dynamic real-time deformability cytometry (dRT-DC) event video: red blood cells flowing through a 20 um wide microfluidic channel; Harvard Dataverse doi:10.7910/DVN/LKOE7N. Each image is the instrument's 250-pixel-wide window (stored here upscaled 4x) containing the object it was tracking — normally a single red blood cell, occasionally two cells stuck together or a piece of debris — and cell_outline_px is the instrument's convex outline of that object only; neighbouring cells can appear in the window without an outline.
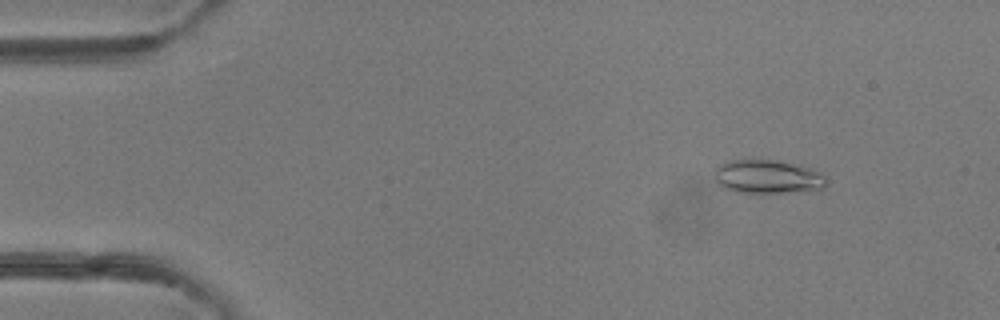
{"species": "common noctule bat (a hibernating species)", "species_latin": "Nyctalus noctula", "temperature_condition": "room temperature", "stored_images_in_passage": 49, "camera_frame_rate_fps": 3000, "um_per_image_px": 0.085, "animal": {"sex": "female"}, "frame": {"image": 1, "passage_image": 6, "time_ms": 1.667, "image_size_px": [1000, 320], "cell_outline_px": [[828, 184], [824, 188], [784, 192], [736, 192], [724, 188], [716, 180], [716, 168], [720, 164], [732, 160], [772, 160], [800, 164], [820, 172], [828, 180]], "centroid_in_image_um": [65.29, 15.01], "position_along_channel_um": 19.7, "area_um2": 21.68}}
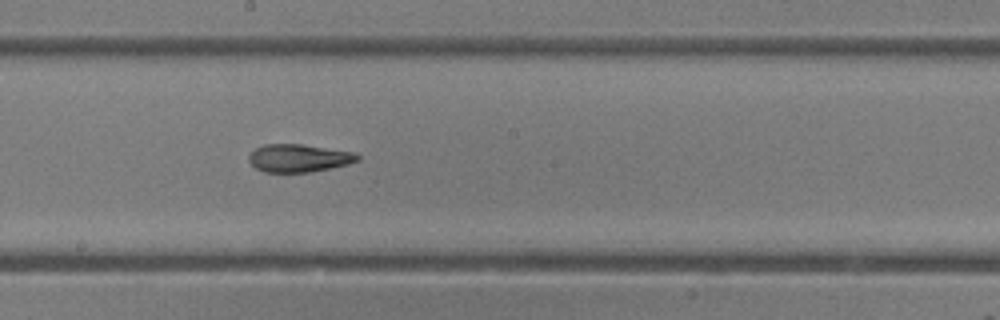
{"frame": {"image": 2, "passage_image": 27, "time_ms": 8.667, "image_size_px": [1000, 320], "cell_outline_px": [[360, 160], [348, 164], [308, 172], [264, 172], [256, 168], [248, 160], [248, 156], [256, 148], [264, 144], [304, 144], [356, 152], [360, 156]], "centroid_in_image_um": [25.42, 13.42], "position_along_channel_um": 222.8, "area_um2": 17.69}}
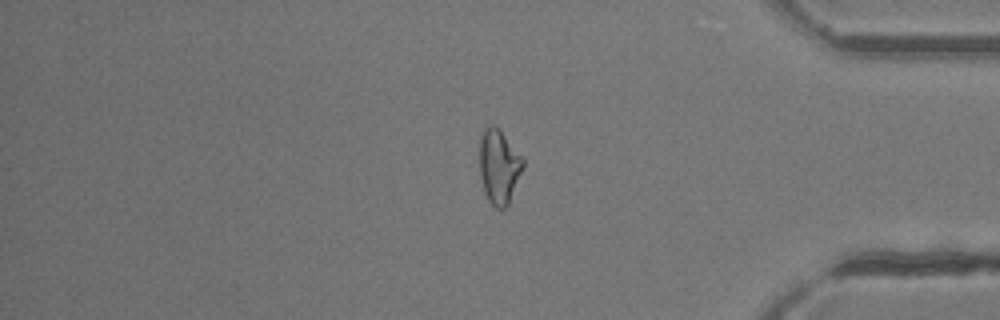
{"frame": {"image": 3, "passage_image": 41, "time_ms": 13.333, "image_size_px": [1000, 320], "cell_outline_px": [[524, 164], [508, 204], [504, 208], [496, 208], [488, 200], [484, 192], [480, 176], [480, 136], [484, 128], [488, 124], [492, 124], [500, 128], [524, 156]], "centroid_in_image_um": [42.41, 14.08], "position_along_channel_um": 392.8, "area_um2": 19.07}, "authors_computed_cell_mechanics": {"area_um2": 19.1896, "velocity_mm_per_s": 4.2153, "shape_relaxation_time_tau1_ms": 8.2165, "shape_relaxation_time_tau2_ms": 2.4482, "deformation_change_tau1": 0.217, "deformation_change_tau2": 0.1127}}